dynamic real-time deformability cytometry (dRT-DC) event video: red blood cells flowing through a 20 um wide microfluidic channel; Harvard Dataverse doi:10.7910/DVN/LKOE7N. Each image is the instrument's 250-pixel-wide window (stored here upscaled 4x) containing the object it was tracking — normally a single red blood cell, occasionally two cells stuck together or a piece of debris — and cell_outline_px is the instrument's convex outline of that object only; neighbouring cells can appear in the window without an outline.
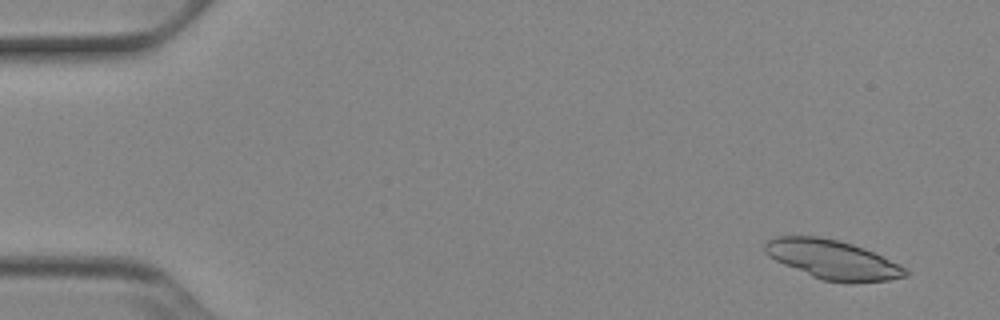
{"species": "Egyptian fruit bat (a non-hibernating species)", "species_latin": "Rousettus aegyptiacus", "temperature_condition": "cold", "stored_images_in_passage": 15, "camera_frame_rate_fps": 3000, "um_per_image_px": 0.085, "animal": {"sex": "female"}, "frame": {"image": 1, "passage_image": 3, "time_ms": 0.667, "image_size_px": [1000, 320], "cell_outline_px": [[908, 276], [888, 280], [852, 284], [824, 280], [812, 276], [784, 264], [776, 260], [764, 252], [764, 244], [768, 240], [776, 236], [820, 236], [852, 244], [872, 252], [900, 264], [908, 272]], "centroid_in_image_um": [70.78, 22.08], "position_along_channel_um": 14.2, "area_um2": 31.85}}